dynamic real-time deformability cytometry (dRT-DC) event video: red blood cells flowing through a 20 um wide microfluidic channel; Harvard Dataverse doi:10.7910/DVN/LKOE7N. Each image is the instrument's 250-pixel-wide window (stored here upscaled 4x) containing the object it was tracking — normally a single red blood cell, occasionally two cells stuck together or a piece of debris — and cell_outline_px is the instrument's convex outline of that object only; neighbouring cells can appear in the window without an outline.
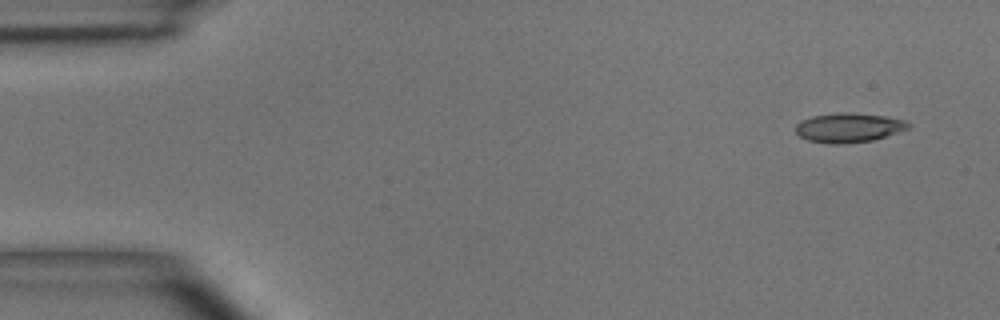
{"species": "common noctule bat (a hibernating species)", "species_latin": "Nyctalus noctula", "temperature_condition": "room temperature", "stored_images_in_passage": 5, "segment_of_instrument_passage": [1, 2], "camera_frame_rate_fps": 3000, "um_per_image_px": 0.085, "animal": {"sex": "male", "body_mass_g": 15.6}, "frame": {"image": 1, "passage_image": 1, "time_ms": 0.0, "image_size_px": [1000, 320], "cell_outline_px": [[912, 128], [872, 140], [840, 144], [832, 144], [808, 140], [800, 136], [796, 132], [796, 124], [800, 120], [812, 116], [840, 112], [848, 112], [884, 116], [904, 120], [912, 124]], "centroid_in_image_um": [72.15, 10.84], "position_along_channel_um": 12.8, "area_um2": 19.31}}
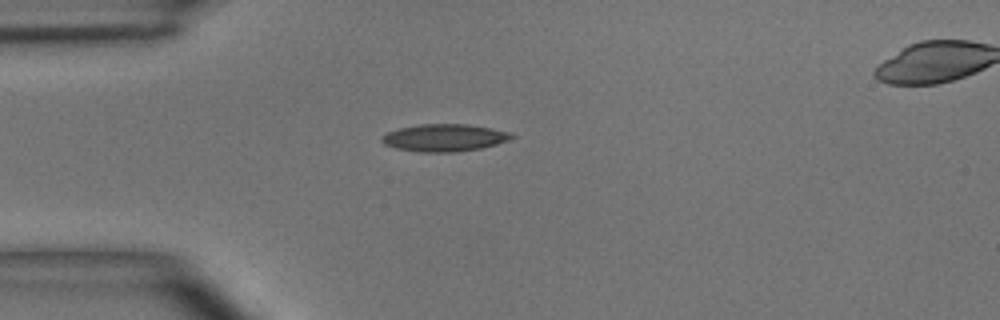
{"frame": {"image": 2, "passage_image": 4, "time_ms": 3.333, "image_size_px": [1000, 320], "cell_outline_px": [[516, 136], [508, 140], [496, 144], [480, 148], [452, 152], [420, 152], [396, 148], [384, 144], [380, 140], [380, 136], [388, 132], [400, 128], [420, 124], [464, 124], [512, 132]], "centroid_in_image_um": [37.75, 11.71], "position_along_channel_um": 47.3, "area_um2": 20.52}}